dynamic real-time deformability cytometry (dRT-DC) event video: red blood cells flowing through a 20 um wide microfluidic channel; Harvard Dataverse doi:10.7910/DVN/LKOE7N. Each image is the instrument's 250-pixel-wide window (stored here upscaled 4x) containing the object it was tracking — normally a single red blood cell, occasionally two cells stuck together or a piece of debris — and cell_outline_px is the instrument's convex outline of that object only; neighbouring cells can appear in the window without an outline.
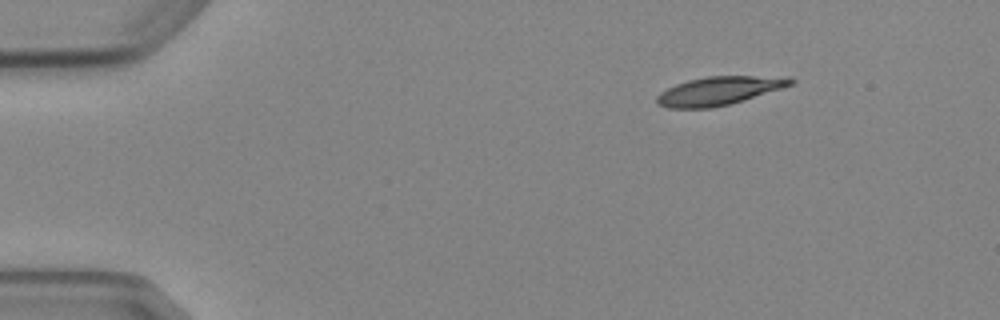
{"species": "Egyptian fruit bat (a non-hibernating species)", "species_latin": "Rousettus aegyptiacus", "temperature_condition": "cold", "stored_images_in_passage": 3, "camera_frame_rate_fps": 3000, "um_per_image_px": 0.085, "animal": {"sex": "female"}, "frame": {"image": 1, "passage_image": 1, "time_ms": 0.0, "image_size_px": [1000, 320], "cell_outline_px": [[796, 80], [792, 84], [784, 88], [744, 100], [712, 108], [668, 108], [656, 104], [656, 96], [660, 92], [676, 84], [688, 80], [708, 76], [792, 76]], "centroid_in_image_um": [61.16, 7.71], "position_along_channel_um": 23.8, "area_um2": 22.43}}
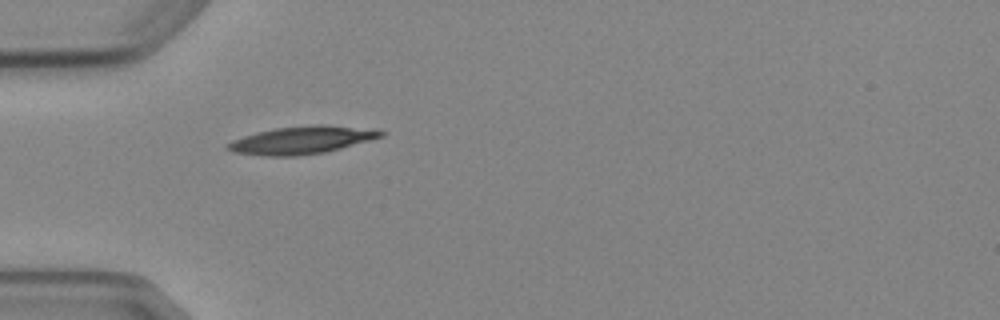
{"frame": {"image": 2, "passage_image": 3, "time_ms": 3.0, "image_size_px": [1000, 320], "cell_outline_px": [[384, 136], [340, 148], [324, 152], [296, 156], [264, 156], [232, 152], [224, 148], [224, 144], [232, 140], [256, 132], [276, 128], [316, 124], [324, 124], [380, 128], [384, 132]], "centroid_in_image_um": [25.66, 11.89], "position_along_channel_um": 59.3, "area_um2": 25.09}}